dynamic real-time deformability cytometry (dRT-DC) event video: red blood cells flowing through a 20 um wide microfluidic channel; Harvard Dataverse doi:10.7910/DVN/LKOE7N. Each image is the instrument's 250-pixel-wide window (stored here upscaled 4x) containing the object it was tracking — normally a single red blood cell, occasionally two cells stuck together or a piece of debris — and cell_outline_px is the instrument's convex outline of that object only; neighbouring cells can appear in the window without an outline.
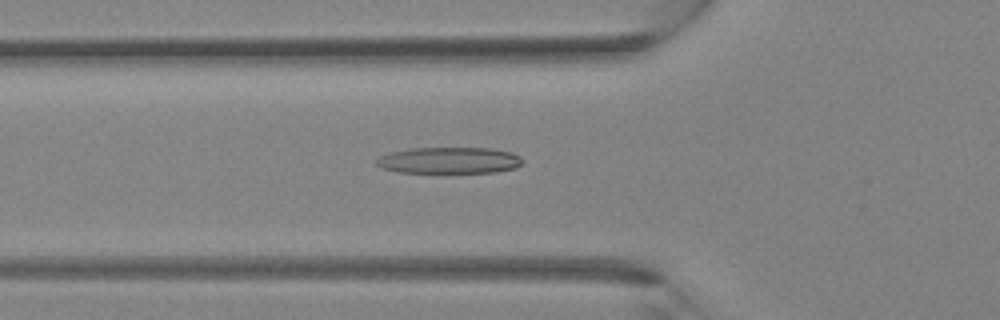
{"species": "Egyptian fruit bat (a non-hibernating species)", "species_latin": "Rousettus aegyptiacus", "temperature_condition": "room temperature", "stored_images_in_passage": 22, "camera_frame_rate_fps": 3000, "um_per_image_px": 0.085, "animal": {"sex": "female"}, "frame": {"image": 1, "passage_image": 5, "time_ms": 1.333, "image_size_px": [1000, 320], "cell_outline_px": [[524, 160], [516, 168], [496, 172], [396, 172], [380, 168], [376, 164], [376, 160], [380, 156], [388, 152], [412, 148], [488, 148], [512, 152], [520, 156]], "centroid_in_image_um": [38.17, 13.63], "position_along_channel_um": 87.6, "area_um2": 22.54}}
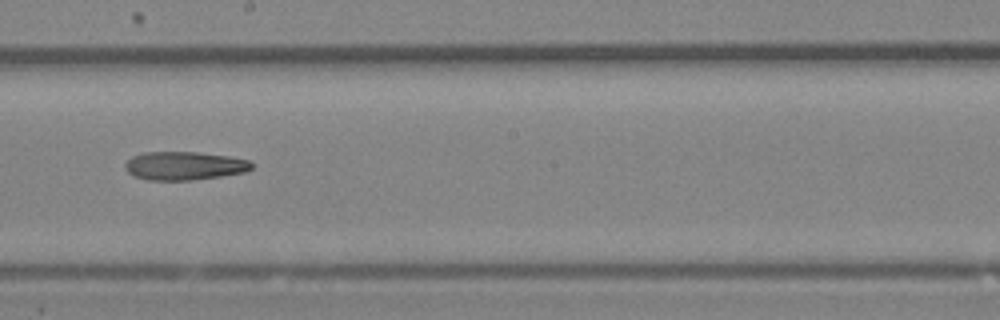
{"frame": {"image": 2, "passage_image": 13, "time_ms": 4.0, "image_size_px": [1000, 320], "cell_outline_px": [[252, 168], [244, 172], [220, 176], [192, 180], [148, 180], [132, 176], [124, 168], [124, 164], [132, 156], [144, 152], [196, 152], [228, 156], [248, 160], [252, 164]], "centroid_in_image_um": [15.61, 14.09], "position_along_channel_um": 232.6, "area_um2": 20.92}}
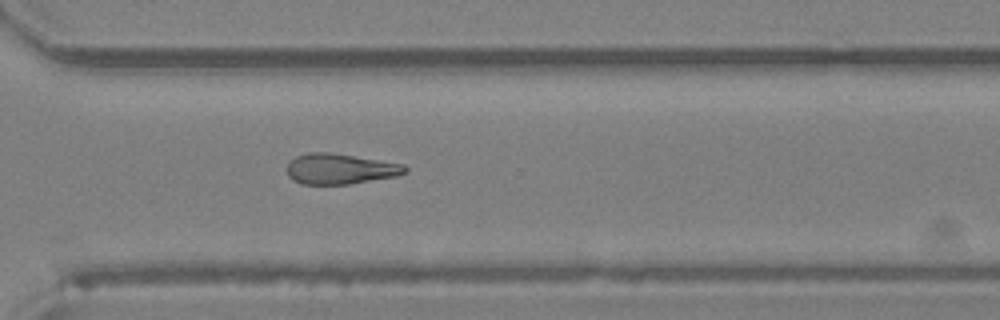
{"frame": {"image": 3, "passage_image": 19, "time_ms": 6.0, "image_size_px": [1000, 320], "cell_outline_px": [[408, 172], [396, 176], [348, 184], [300, 184], [292, 180], [288, 176], [284, 168], [288, 160], [296, 156], [308, 152], [328, 152], [404, 164], [408, 168]], "centroid_in_image_um": [28.83, 14.35], "position_along_channel_um": 341.8, "area_um2": 21.21}}